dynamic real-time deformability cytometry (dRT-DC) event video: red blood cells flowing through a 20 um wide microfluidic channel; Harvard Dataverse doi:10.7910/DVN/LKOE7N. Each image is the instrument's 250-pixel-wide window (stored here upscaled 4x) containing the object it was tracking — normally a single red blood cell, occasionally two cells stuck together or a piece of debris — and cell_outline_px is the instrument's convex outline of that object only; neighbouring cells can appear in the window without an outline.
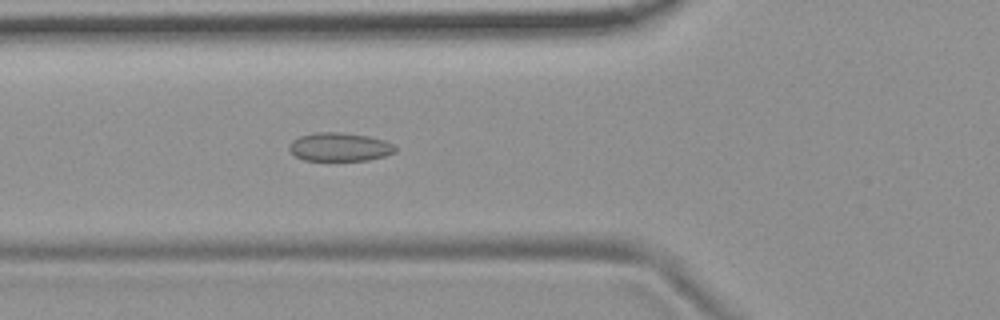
{"species": "common noctule bat (a hibernating species)", "species_latin": "Nyctalus noctula", "temperature_condition": "room temperature", "stored_images_in_passage": 4, "camera_frame_rate_fps": 3000, "um_per_image_px": 0.085, "animal": {"sex": "female", "body_mass_g": 19.9}, "frame": {"image": 1, "passage_image": 4, "time_ms": 3.333, "image_size_px": [1000, 320], "cell_outline_px": [[396, 152], [384, 156], [368, 160], [304, 160], [296, 156], [288, 148], [288, 144], [292, 140], [300, 136], [316, 132], [340, 132], [368, 136], [384, 140], [392, 144], [396, 148]], "centroid_in_image_um": [28.85, 12.48], "position_along_channel_um": 96.9, "area_um2": 17.57}}